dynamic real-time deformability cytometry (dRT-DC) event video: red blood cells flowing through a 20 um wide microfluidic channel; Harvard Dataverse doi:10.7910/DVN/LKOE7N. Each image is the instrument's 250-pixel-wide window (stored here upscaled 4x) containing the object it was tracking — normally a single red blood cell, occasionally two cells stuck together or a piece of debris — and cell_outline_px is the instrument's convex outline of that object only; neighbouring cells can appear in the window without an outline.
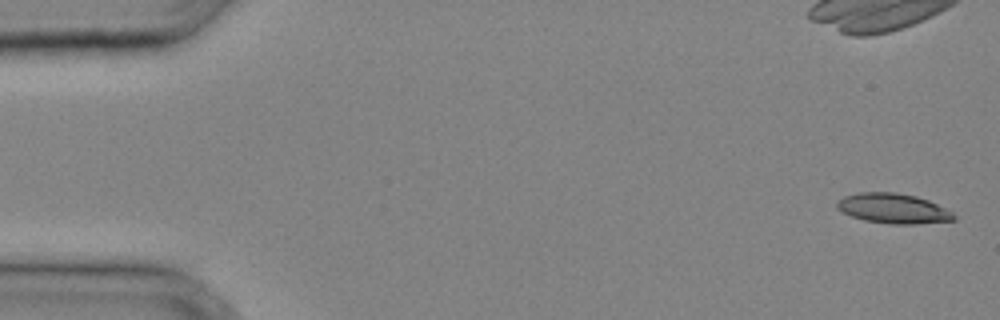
{"species": "common noctule bat (a hibernating species)", "species_latin": "Nyctalus noctula", "temperature_condition": "cold", "stored_images_in_passage": 8, "camera_frame_rate_fps": 3000, "um_per_image_px": 0.085, "animal": {"sex": "male", "body_mass_g": 20.4}, "frame": {"image": 1, "passage_image": 1, "time_ms": 0.0, "image_size_px": [1000, 320], "cell_outline_px": [[956, 220], [916, 224], [888, 224], [864, 220], [852, 216], [836, 208], [836, 200], [844, 196], [860, 192], [896, 192], [916, 196], [928, 200], [952, 212], [956, 216]], "centroid_in_image_um": [75.91, 17.72], "position_along_channel_um": 9.1, "area_um2": 20.46}}